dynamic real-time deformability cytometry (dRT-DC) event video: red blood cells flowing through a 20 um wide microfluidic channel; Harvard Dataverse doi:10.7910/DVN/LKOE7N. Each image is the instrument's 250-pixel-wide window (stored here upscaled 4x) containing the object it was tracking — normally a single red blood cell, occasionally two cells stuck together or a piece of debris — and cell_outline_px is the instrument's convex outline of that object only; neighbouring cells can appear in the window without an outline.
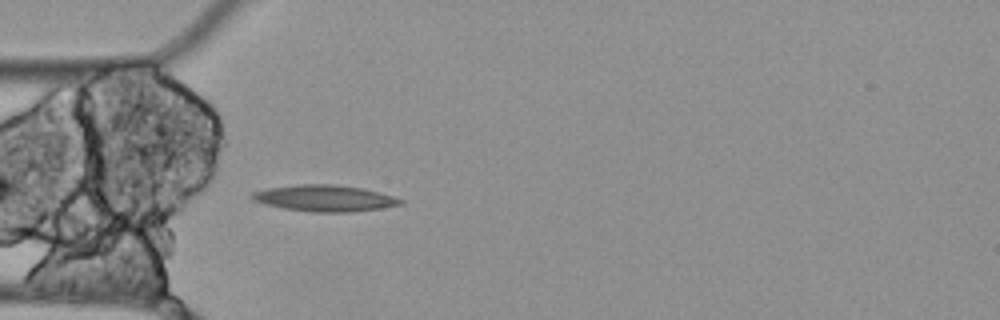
{"species": "Egyptian fruit bat (a non-hibernating species)", "species_latin": "Rousettus aegyptiacus", "temperature_condition": "cold", "stored_images_in_passage": 3, "camera_frame_rate_fps": 3000, "um_per_image_px": 0.085, "animal": {"sex": "female"}, "frame": {"image": 1, "passage_image": 3, "time_ms": 0.667, "image_size_px": [1000, 320], "cell_outline_px": [[404, 204], [380, 208], [352, 212], [312, 212], [284, 208], [264, 204], [252, 200], [248, 196], [252, 192], [268, 188], [300, 184], [332, 184], [360, 188], [392, 196], [404, 200]], "centroid_in_image_um": [27.55, 16.85], "position_along_channel_um": 57.5, "area_um2": 22.66}}